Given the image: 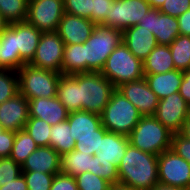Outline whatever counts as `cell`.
I'll use <instances>...</instances> for the list:
<instances>
[{
    "label": "cell",
    "instance_id": "obj_1",
    "mask_svg": "<svg viewBox=\"0 0 190 190\" xmlns=\"http://www.w3.org/2000/svg\"><path fill=\"white\" fill-rule=\"evenodd\" d=\"M119 183L135 190H150L159 183L158 156L131 144L118 166Z\"/></svg>",
    "mask_w": 190,
    "mask_h": 190
},
{
    "label": "cell",
    "instance_id": "obj_2",
    "mask_svg": "<svg viewBox=\"0 0 190 190\" xmlns=\"http://www.w3.org/2000/svg\"><path fill=\"white\" fill-rule=\"evenodd\" d=\"M123 42V31L97 24L84 42L86 72H101L108 56Z\"/></svg>",
    "mask_w": 190,
    "mask_h": 190
},
{
    "label": "cell",
    "instance_id": "obj_3",
    "mask_svg": "<svg viewBox=\"0 0 190 190\" xmlns=\"http://www.w3.org/2000/svg\"><path fill=\"white\" fill-rule=\"evenodd\" d=\"M142 117L139 110L115 89L101 114V121L107 131L128 137Z\"/></svg>",
    "mask_w": 190,
    "mask_h": 190
},
{
    "label": "cell",
    "instance_id": "obj_4",
    "mask_svg": "<svg viewBox=\"0 0 190 190\" xmlns=\"http://www.w3.org/2000/svg\"><path fill=\"white\" fill-rule=\"evenodd\" d=\"M173 133L154 116H143L129 134V143L154 155L171 149Z\"/></svg>",
    "mask_w": 190,
    "mask_h": 190
},
{
    "label": "cell",
    "instance_id": "obj_5",
    "mask_svg": "<svg viewBox=\"0 0 190 190\" xmlns=\"http://www.w3.org/2000/svg\"><path fill=\"white\" fill-rule=\"evenodd\" d=\"M115 88L121 84L144 78L143 61L136 58L122 42L108 56L100 72Z\"/></svg>",
    "mask_w": 190,
    "mask_h": 190
},
{
    "label": "cell",
    "instance_id": "obj_6",
    "mask_svg": "<svg viewBox=\"0 0 190 190\" xmlns=\"http://www.w3.org/2000/svg\"><path fill=\"white\" fill-rule=\"evenodd\" d=\"M116 88L100 72L79 73L81 110L101 115Z\"/></svg>",
    "mask_w": 190,
    "mask_h": 190
},
{
    "label": "cell",
    "instance_id": "obj_7",
    "mask_svg": "<svg viewBox=\"0 0 190 190\" xmlns=\"http://www.w3.org/2000/svg\"><path fill=\"white\" fill-rule=\"evenodd\" d=\"M19 92L29 99L56 97L61 73L24 64L17 70Z\"/></svg>",
    "mask_w": 190,
    "mask_h": 190
},
{
    "label": "cell",
    "instance_id": "obj_8",
    "mask_svg": "<svg viewBox=\"0 0 190 190\" xmlns=\"http://www.w3.org/2000/svg\"><path fill=\"white\" fill-rule=\"evenodd\" d=\"M151 8L146 0H113L109 13L101 24L124 31L136 26Z\"/></svg>",
    "mask_w": 190,
    "mask_h": 190
},
{
    "label": "cell",
    "instance_id": "obj_9",
    "mask_svg": "<svg viewBox=\"0 0 190 190\" xmlns=\"http://www.w3.org/2000/svg\"><path fill=\"white\" fill-rule=\"evenodd\" d=\"M159 183L190 190V163L172 149L158 155Z\"/></svg>",
    "mask_w": 190,
    "mask_h": 190
},
{
    "label": "cell",
    "instance_id": "obj_10",
    "mask_svg": "<svg viewBox=\"0 0 190 190\" xmlns=\"http://www.w3.org/2000/svg\"><path fill=\"white\" fill-rule=\"evenodd\" d=\"M63 14V0H30L26 21L41 32H55Z\"/></svg>",
    "mask_w": 190,
    "mask_h": 190
},
{
    "label": "cell",
    "instance_id": "obj_11",
    "mask_svg": "<svg viewBox=\"0 0 190 190\" xmlns=\"http://www.w3.org/2000/svg\"><path fill=\"white\" fill-rule=\"evenodd\" d=\"M64 47L65 44L56 31L42 32L34 58L29 64L61 73Z\"/></svg>",
    "mask_w": 190,
    "mask_h": 190
},
{
    "label": "cell",
    "instance_id": "obj_12",
    "mask_svg": "<svg viewBox=\"0 0 190 190\" xmlns=\"http://www.w3.org/2000/svg\"><path fill=\"white\" fill-rule=\"evenodd\" d=\"M190 112V106L179 94L173 93L159 100L154 117L173 134L180 133Z\"/></svg>",
    "mask_w": 190,
    "mask_h": 190
},
{
    "label": "cell",
    "instance_id": "obj_13",
    "mask_svg": "<svg viewBox=\"0 0 190 190\" xmlns=\"http://www.w3.org/2000/svg\"><path fill=\"white\" fill-rule=\"evenodd\" d=\"M137 26H142L152 32L158 45H170L180 35L178 19L163 14L155 8H151L149 12H146Z\"/></svg>",
    "mask_w": 190,
    "mask_h": 190
},
{
    "label": "cell",
    "instance_id": "obj_14",
    "mask_svg": "<svg viewBox=\"0 0 190 190\" xmlns=\"http://www.w3.org/2000/svg\"><path fill=\"white\" fill-rule=\"evenodd\" d=\"M116 89L139 110L142 116L155 115L159 99L150 89L145 78L123 83Z\"/></svg>",
    "mask_w": 190,
    "mask_h": 190
},
{
    "label": "cell",
    "instance_id": "obj_15",
    "mask_svg": "<svg viewBox=\"0 0 190 190\" xmlns=\"http://www.w3.org/2000/svg\"><path fill=\"white\" fill-rule=\"evenodd\" d=\"M29 117V101L20 92L0 104V125L5 130L24 129Z\"/></svg>",
    "mask_w": 190,
    "mask_h": 190
},
{
    "label": "cell",
    "instance_id": "obj_16",
    "mask_svg": "<svg viewBox=\"0 0 190 190\" xmlns=\"http://www.w3.org/2000/svg\"><path fill=\"white\" fill-rule=\"evenodd\" d=\"M95 26L87 18L64 12L56 32L65 45L81 44L91 36Z\"/></svg>",
    "mask_w": 190,
    "mask_h": 190
},
{
    "label": "cell",
    "instance_id": "obj_17",
    "mask_svg": "<svg viewBox=\"0 0 190 190\" xmlns=\"http://www.w3.org/2000/svg\"><path fill=\"white\" fill-rule=\"evenodd\" d=\"M42 32L25 22H14L15 52L20 53V68L34 58Z\"/></svg>",
    "mask_w": 190,
    "mask_h": 190
},
{
    "label": "cell",
    "instance_id": "obj_18",
    "mask_svg": "<svg viewBox=\"0 0 190 190\" xmlns=\"http://www.w3.org/2000/svg\"><path fill=\"white\" fill-rule=\"evenodd\" d=\"M29 116L53 126L67 120L69 112L57 97L29 99Z\"/></svg>",
    "mask_w": 190,
    "mask_h": 190
},
{
    "label": "cell",
    "instance_id": "obj_19",
    "mask_svg": "<svg viewBox=\"0 0 190 190\" xmlns=\"http://www.w3.org/2000/svg\"><path fill=\"white\" fill-rule=\"evenodd\" d=\"M61 155L50 146L33 151L21 165L22 171H38L46 174L60 173Z\"/></svg>",
    "mask_w": 190,
    "mask_h": 190
},
{
    "label": "cell",
    "instance_id": "obj_20",
    "mask_svg": "<svg viewBox=\"0 0 190 190\" xmlns=\"http://www.w3.org/2000/svg\"><path fill=\"white\" fill-rule=\"evenodd\" d=\"M123 42L129 51L142 61L145 60L158 45L152 32L137 25L123 31Z\"/></svg>",
    "mask_w": 190,
    "mask_h": 190
},
{
    "label": "cell",
    "instance_id": "obj_21",
    "mask_svg": "<svg viewBox=\"0 0 190 190\" xmlns=\"http://www.w3.org/2000/svg\"><path fill=\"white\" fill-rule=\"evenodd\" d=\"M67 120L75 140L79 137L99 136L101 115L80 110L70 112Z\"/></svg>",
    "mask_w": 190,
    "mask_h": 190
},
{
    "label": "cell",
    "instance_id": "obj_22",
    "mask_svg": "<svg viewBox=\"0 0 190 190\" xmlns=\"http://www.w3.org/2000/svg\"><path fill=\"white\" fill-rule=\"evenodd\" d=\"M144 75L150 89L160 100L179 91L183 78V71L174 69L166 73Z\"/></svg>",
    "mask_w": 190,
    "mask_h": 190
},
{
    "label": "cell",
    "instance_id": "obj_23",
    "mask_svg": "<svg viewBox=\"0 0 190 190\" xmlns=\"http://www.w3.org/2000/svg\"><path fill=\"white\" fill-rule=\"evenodd\" d=\"M129 144L127 136L107 131L102 138L101 150L95 155L118 168Z\"/></svg>",
    "mask_w": 190,
    "mask_h": 190
},
{
    "label": "cell",
    "instance_id": "obj_24",
    "mask_svg": "<svg viewBox=\"0 0 190 190\" xmlns=\"http://www.w3.org/2000/svg\"><path fill=\"white\" fill-rule=\"evenodd\" d=\"M56 97L69 113L81 110V102H79V73L61 75L57 85Z\"/></svg>",
    "mask_w": 190,
    "mask_h": 190
},
{
    "label": "cell",
    "instance_id": "obj_25",
    "mask_svg": "<svg viewBox=\"0 0 190 190\" xmlns=\"http://www.w3.org/2000/svg\"><path fill=\"white\" fill-rule=\"evenodd\" d=\"M175 69L169 45H157L143 60L144 74L166 73Z\"/></svg>",
    "mask_w": 190,
    "mask_h": 190
},
{
    "label": "cell",
    "instance_id": "obj_26",
    "mask_svg": "<svg viewBox=\"0 0 190 190\" xmlns=\"http://www.w3.org/2000/svg\"><path fill=\"white\" fill-rule=\"evenodd\" d=\"M1 69L17 71L20 68V53L15 52L14 23L0 34Z\"/></svg>",
    "mask_w": 190,
    "mask_h": 190
},
{
    "label": "cell",
    "instance_id": "obj_27",
    "mask_svg": "<svg viewBox=\"0 0 190 190\" xmlns=\"http://www.w3.org/2000/svg\"><path fill=\"white\" fill-rule=\"evenodd\" d=\"M92 156L75 149L62 154L60 160V172L70 176H77L81 173L90 172Z\"/></svg>",
    "mask_w": 190,
    "mask_h": 190
},
{
    "label": "cell",
    "instance_id": "obj_28",
    "mask_svg": "<svg viewBox=\"0 0 190 190\" xmlns=\"http://www.w3.org/2000/svg\"><path fill=\"white\" fill-rule=\"evenodd\" d=\"M84 72H86V60H84V43L65 45L61 74L72 75Z\"/></svg>",
    "mask_w": 190,
    "mask_h": 190
},
{
    "label": "cell",
    "instance_id": "obj_29",
    "mask_svg": "<svg viewBox=\"0 0 190 190\" xmlns=\"http://www.w3.org/2000/svg\"><path fill=\"white\" fill-rule=\"evenodd\" d=\"M76 140L73 138L68 120L52 126L50 131L49 146L60 155L75 149Z\"/></svg>",
    "mask_w": 190,
    "mask_h": 190
},
{
    "label": "cell",
    "instance_id": "obj_30",
    "mask_svg": "<svg viewBox=\"0 0 190 190\" xmlns=\"http://www.w3.org/2000/svg\"><path fill=\"white\" fill-rule=\"evenodd\" d=\"M38 145L25 129L15 132V139L10 154L16 163L22 165L27 157L36 149Z\"/></svg>",
    "mask_w": 190,
    "mask_h": 190
},
{
    "label": "cell",
    "instance_id": "obj_31",
    "mask_svg": "<svg viewBox=\"0 0 190 190\" xmlns=\"http://www.w3.org/2000/svg\"><path fill=\"white\" fill-rule=\"evenodd\" d=\"M175 69L190 70V37L179 35L169 45Z\"/></svg>",
    "mask_w": 190,
    "mask_h": 190
},
{
    "label": "cell",
    "instance_id": "obj_32",
    "mask_svg": "<svg viewBox=\"0 0 190 190\" xmlns=\"http://www.w3.org/2000/svg\"><path fill=\"white\" fill-rule=\"evenodd\" d=\"M29 0H0V13L10 24L25 22L28 13Z\"/></svg>",
    "mask_w": 190,
    "mask_h": 190
},
{
    "label": "cell",
    "instance_id": "obj_33",
    "mask_svg": "<svg viewBox=\"0 0 190 190\" xmlns=\"http://www.w3.org/2000/svg\"><path fill=\"white\" fill-rule=\"evenodd\" d=\"M52 126L42 119L29 117L25 130L33 138L38 147L49 146L50 131Z\"/></svg>",
    "mask_w": 190,
    "mask_h": 190
},
{
    "label": "cell",
    "instance_id": "obj_34",
    "mask_svg": "<svg viewBox=\"0 0 190 190\" xmlns=\"http://www.w3.org/2000/svg\"><path fill=\"white\" fill-rule=\"evenodd\" d=\"M19 93V78L15 70L0 69V104Z\"/></svg>",
    "mask_w": 190,
    "mask_h": 190
},
{
    "label": "cell",
    "instance_id": "obj_35",
    "mask_svg": "<svg viewBox=\"0 0 190 190\" xmlns=\"http://www.w3.org/2000/svg\"><path fill=\"white\" fill-rule=\"evenodd\" d=\"M90 172L104 178L111 184L119 183L118 168L111 162L100 159L97 155L92 156V165Z\"/></svg>",
    "mask_w": 190,
    "mask_h": 190
},
{
    "label": "cell",
    "instance_id": "obj_36",
    "mask_svg": "<svg viewBox=\"0 0 190 190\" xmlns=\"http://www.w3.org/2000/svg\"><path fill=\"white\" fill-rule=\"evenodd\" d=\"M75 179L79 190H109L112 185L89 171L75 176Z\"/></svg>",
    "mask_w": 190,
    "mask_h": 190
},
{
    "label": "cell",
    "instance_id": "obj_37",
    "mask_svg": "<svg viewBox=\"0 0 190 190\" xmlns=\"http://www.w3.org/2000/svg\"><path fill=\"white\" fill-rule=\"evenodd\" d=\"M28 190H50L54 174L38 171H22Z\"/></svg>",
    "mask_w": 190,
    "mask_h": 190
},
{
    "label": "cell",
    "instance_id": "obj_38",
    "mask_svg": "<svg viewBox=\"0 0 190 190\" xmlns=\"http://www.w3.org/2000/svg\"><path fill=\"white\" fill-rule=\"evenodd\" d=\"M107 130L103 125L99 128V136L79 137L76 139L75 150L95 155L101 150L102 138Z\"/></svg>",
    "mask_w": 190,
    "mask_h": 190
},
{
    "label": "cell",
    "instance_id": "obj_39",
    "mask_svg": "<svg viewBox=\"0 0 190 190\" xmlns=\"http://www.w3.org/2000/svg\"><path fill=\"white\" fill-rule=\"evenodd\" d=\"M64 12L92 21L93 0H63Z\"/></svg>",
    "mask_w": 190,
    "mask_h": 190
},
{
    "label": "cell",
    "instance_id": "obj_40",
    "mask_svg": "<svg viewBox=\"0 0 190 190\" xmlns=\"http://www.w3.org/2000/svg\"><path fill=\"white\" fill-rule=\"evenodd\" d=\"M22 174L21 165L10 157L0 158V187Z\"/></svg>",
    "mask_w": 190,
    "mask_h": 190
},
{
    "label": "cell",
    "instance_id": "obj_41",
    "mask_svg": "<svg viewBox=\"0 0 190 190\" xmlns=\"http://www.w3.org/2000/svg\"><path fill=\"white\" fill-rule=\"evenodd\" d=\"M189 9L190 0H165L159 11L177 18Z\"/></svg>",
    "mask_w": 190,
    "mask_h": 190
},
{
    "label": "cell",
    "instance_id": "obj_42",
    "mask_svg": "<svg viewBox=\"0 0 190 190\" xmlns=\"http://www.w3.org/2000/svg\"><path fill=\"white\" fill-rule=\"evenodd\" d=\"M171 149L180 157L190 163V140L180 133L173 134Z\"/></svg>",
    "mask_w": 190,
    "mask_h": 190
},
{
    "label": "cell",
    "instance_id": "obj_43",
    "mask_svg": "<svg viewBox=\"0 0 190 190\" xmlns=\"http://www.w3.org/2000/svg\"><path fill=\"white\" fill-rule=\"evenodd\" d=\"M50 190H79L75 177L58 173L54 176Z\"/></svg>",
    "mask_w": 190,
    "mask_h": 190
},
{
    "label": "cell",
    "instance_id": "obj_44",
    "mask_svg": "<svg viewBox=\"0 0 190 190\" xmlns=\"http://www.w3.org/2000/svg\"><path fill=\"white\" fill-rule=\"evenodd\" d=\"M113 0H93L92 22L101 24L107 17L110 10V3Z\"/></svg>",
    "mask_w": 190,
    "mask_h": 190
},
{
    "label": "cell",
    "instance_id": "obj_45",
    "mask_svg": "<svg viewBox=\"0 0 190 190\" xmlns=\"http://www.w3.org/2000/svg\"><path fill=\"white\" fill-rule=\"evenodd\" d=\"M14 139V131L5 130L0 134V158L10 156Z\"/></svg>",
    "mask_w": 190,
    "mask_h": 190
},
{
    "label": "cell",
    "instance_id": "obj_46",
    "mask_svg": "<svg viewBox=\"0 0 190 190\" xmlns=\"http://www.w3.org/2000/svg\"><path fill=\"white\" fill-rule=\"evenodd\" d=\"M178 92L190 106V70L183 71V78Z\"/></svg>",
    "mask_w": 190,
    "mask_h": 190
},
{
    "label": "cell",
    "instance_id": "obj_47",
    "mask_svg": "<svg viewBox=\"0 0 190 190\" xmlns=\"http://www.w3.org/2000/svg\"><path fill=\"white\" fill-rule=\"evenodd\" d=\"M0 190H28L26 180L23 174L9 183H5L0 187Z\"/></svg>",
    "mask_w": 190,
    "mask_h": 190
},
{
    "label": "cell",
    "instance_id": "obj_48",
    "mask_svg": "<svg viewBox=\"0 0 190 190\" xmlns=\"http://www.w3.org/2000/svg\"><path fill=\"white\" fill-rule=\"evenodd\" d=\"M179 24V34L190 37V9L177 17Z\"/></svg>",
    "mask_w": 190,
    "mask_h": 190
},
{
    "label": "cell",
    "instance_id": "obj_49",
    "mask_svg": "<svg viewBox=\"0 0 190 190\" xmlns=\"http://www.w3.org/2000/svg\"><path fill=\"white\" fill-rule=\"evenodd\" d=\"M180 134L190 140V112L183 124Z\"/></svg>",
    "mask_w": 190,
    "mask_h": 190
},
{
    "label": "cell",
    "instance_id": "obj_50",
    "mask_svg": "<svg viewBox=\"0 0 190 190\" xmlns=\"http://www.w3.org/2000/svg\"><path fill=\"white\" fill-rule=\"evenodd\" d=\"M150 190H187V189L179 188V187H173V186L158 183L155 186H153Z\"/></svg>",
    "mask_w": 190,
    "mask_h": 190
},
{
    "label": "cell",
    "instance_id": "obj_51",
    "mask_svg": "<svg viewBox=\"0 0 190 190\" xmlns=\"http://www.w3.org/2000/svg\"><path fill=\"white\" fill-rule=\"evenodd\" d=\"M109 190H135V189H132L131 187L117 183V184H112Z\"/></svg>",
    "mask_w": 190,
    "mask_h": 190
},
{
    "label": "cell",
    "instance_id": "obj_52",
    "mask_svg": "<svg viewBox=\"0 0 190 190\" xmlns=\"http://www.w3.org/2000/svg\"><path fill=\"white\" fill-rule=\"evenodd\" d=\"M146 1L152 6V8L160 9L165 0H146Z\"/></svg>",
    "mask_w": 190,
    "mask_h": 190
},
{
    "label": "cell",
    "instance_id": "obj_53",
    "mask_svg": "<svg viewBox=\"0 0 190 190\" xmlns=\"http://www.w3.org/2000/svg\"><path fill=\"white\" fill-rule=\"evenodd\" d=\"M9 23L3 18L0 13V34L8 27Z\"/></svg>",
    "mask_w": 190,
    "mask_h": 190
},
{
    "label": "cell",
    "instance_id": "obj_54",
    "mask_svg": "<svg viewBox=\"0 0 190 190\" xmlns=\"http://www.w3.org/2000/svg\"><path fill=\"white\" fill-rule=\"evenodd\" d=\"M5 131L4 127L0 125V134Z\"/></svg>",
    "mask_w": 190,
    "mask_h": 190
},
{
    "label": "cell",
    "instance_id": "obj_55",
    "mask_svg": "<svg viewBox=\"0 0 190 190\" xmlns=\"http://www.w3.org/2000/svg\"><path fill=\"white\" fill-rule=\"evenodd\" d=\"M0 69H1V48H0Z\"/></svg>",
    "mask_w": 190,
    "mask_h": 190
}]
</instances>
